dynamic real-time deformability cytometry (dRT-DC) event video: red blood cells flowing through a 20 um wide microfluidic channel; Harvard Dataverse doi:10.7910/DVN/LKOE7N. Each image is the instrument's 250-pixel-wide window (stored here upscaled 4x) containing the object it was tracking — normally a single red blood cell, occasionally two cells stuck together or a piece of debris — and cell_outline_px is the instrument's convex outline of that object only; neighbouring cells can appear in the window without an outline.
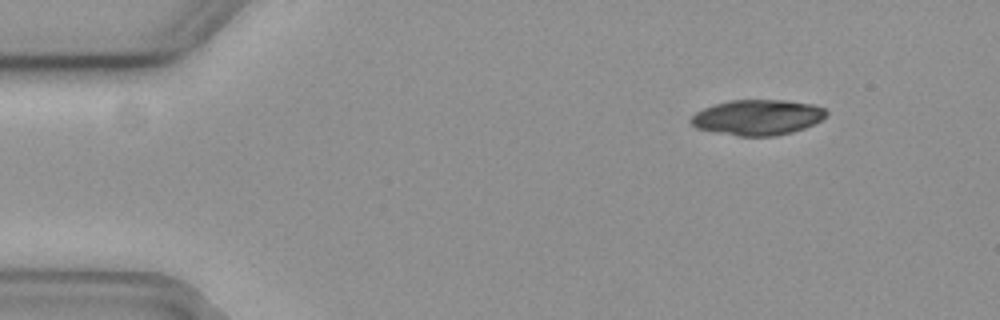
{"species": "common noctule bat (a hibernating species)", "species_latin": "Nyctalus noctula", "temperature_condition": "cold", "stored_images_in_passage": 5, "camera_frame_rate_fps": 3000, "um_per_image_px": 0.085, "animal": {"sex": "female", "body_mass_g": 19.3, "forearm_length_mm": 54.1}, "frame": {"image": 1, "passage_image": 1, "time_ms": 0.0, "image_size_px": [1000, 320], "cell_outline_px": [[828, 112], [820, 120], [804, 128], [792, 132], [776, 136], [740, 136], [716, 132], [696, 128], [688, 120], [696, 112], [704, 108], [728, 100], [784, 100], [812, 104], [824, 108]], "centroid_in_image_um": [64.37, 9.97], "position_along_channel_um": 20.6, "area_um2": 27.8}}